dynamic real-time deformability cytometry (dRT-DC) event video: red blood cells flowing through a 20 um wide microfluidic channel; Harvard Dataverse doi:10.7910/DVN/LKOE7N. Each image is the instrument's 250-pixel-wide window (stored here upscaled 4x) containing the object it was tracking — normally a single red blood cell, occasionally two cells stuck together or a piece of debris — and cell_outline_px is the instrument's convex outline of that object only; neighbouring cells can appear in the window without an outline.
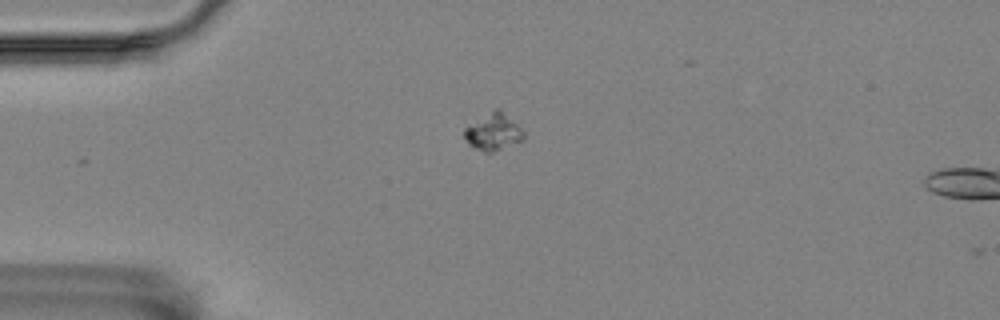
{"species": "Egyptian fruit bat (a non-hibernating species)", "species_latin": "Rousettus aegyptiacus", "temperature_condition": "room temperature", "stored_images_in_passage": 2, "camera_frame_rate_fps": 3000, "um_per_image_px": 0.085, "animal": {"sex": "female"}, "frame": {"image": 1, "passage_image": 1, "time_ms": 0.0, "image_size_px": [1000, 320], "cell_outline_px": [[524, 140], [492, 152], [484, 152], [468, 144], [464, 136], [464, 128], [496, 108], [512, 120], [524, 132]], "centroid_in_image_um": [41.92, 11.25], "position_along_channel_um": 43.1, "area_um2": 12.31}}